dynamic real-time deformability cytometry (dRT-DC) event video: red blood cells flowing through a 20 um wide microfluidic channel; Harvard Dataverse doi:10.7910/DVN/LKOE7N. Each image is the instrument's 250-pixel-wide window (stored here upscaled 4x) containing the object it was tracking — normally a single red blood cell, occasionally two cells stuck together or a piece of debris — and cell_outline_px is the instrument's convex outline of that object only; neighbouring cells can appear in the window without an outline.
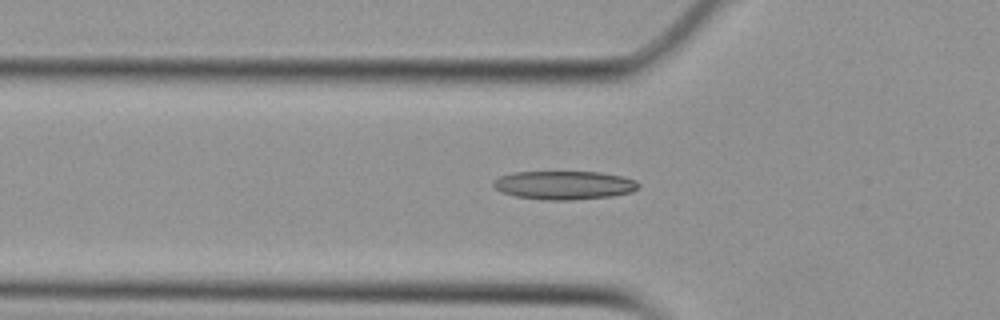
{"species": "Egyptian fruit bat (a non-hibernating species)", "species_latin": "Rousettus aegyptiacus", "temperature_condition": "cold", "stored_images_in_passage": 48, "camera_frame_rate_fps": 3000, "um_per_image_px": 0.085, "animal": {"sex": "female"}, "frame": {"image": 1, "passage_image": 17, "time_ms": 5.333, "image_size_px": [1000, 320], "cell_outline_px": [[640, 184], [632, 192], [612, 196], [572, 200], [544, 200], [516, 196], [500, 192], [492, 184], [500, 176], [516, 172], [600, 172], [624, 176], [636, 180]], "centroid_in_image_um": [47.98, 15.74], "position_along_channel_um": 77.8, "area_um2": 24.16}}
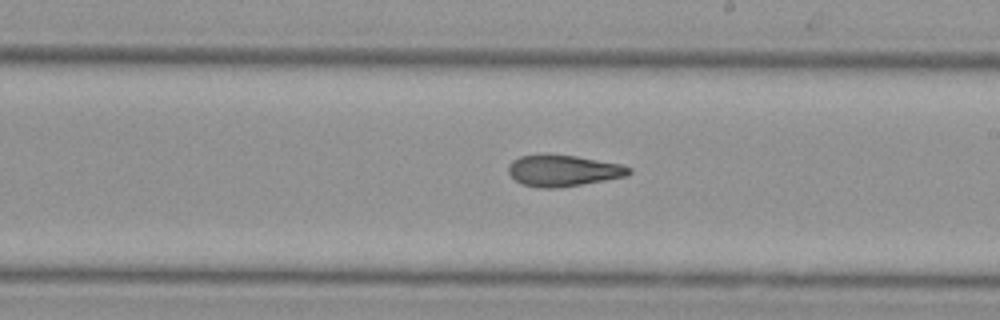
{"frame": {"image": 2, "passage_image": 30, "time_ms": 9.667, "image_size_px": [1000, 320], "cell_outline_px": [[632, 172], [628, 176], [556, 188], [540, 188], [520, 184], [508, 172], [508, 164], [512, 160], [520, 156], [544, 152], [548, 152], [576, 156], [624, 164], [632, 168]], "centroid_in_image_um": [47.86, 14.47], "position_along_channel_um": 241.1, "area_um2": 22.6}}
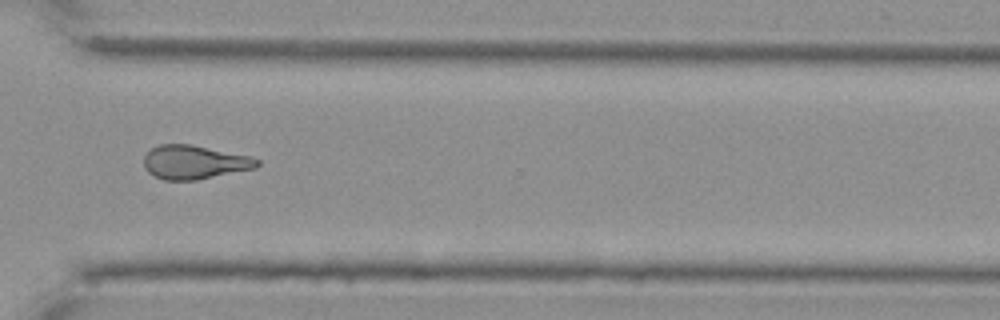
{"frame": {"image": 3, "passage_image": 39, "time_ms": 12.667, "image_size_px": [1000, 320], "cell_outline_px": [[260, 164], [256, 168], [196, 180], [164, 180], [148, 172], [144, 168], [144, 156], [152, 148], [160, 144], [192, 144], [248, 156], [260, 160]], "centroid_in_image_um": [16.51, 13.78], "position_along_channel_um": 354.1, "area_um2": 22.2}, "authors_computed_cell_mechanics": {"area_um2": 22.3686, "velocity_mm_per_s": 3.7544, "shape_relaxation_time_tau1_ms": 11.0352, "shape_relaxation_time_tau2_ms": 3.6525, "deformation_change_tau1": 0.2312, "deformation_change_tau2": 0.1162}}